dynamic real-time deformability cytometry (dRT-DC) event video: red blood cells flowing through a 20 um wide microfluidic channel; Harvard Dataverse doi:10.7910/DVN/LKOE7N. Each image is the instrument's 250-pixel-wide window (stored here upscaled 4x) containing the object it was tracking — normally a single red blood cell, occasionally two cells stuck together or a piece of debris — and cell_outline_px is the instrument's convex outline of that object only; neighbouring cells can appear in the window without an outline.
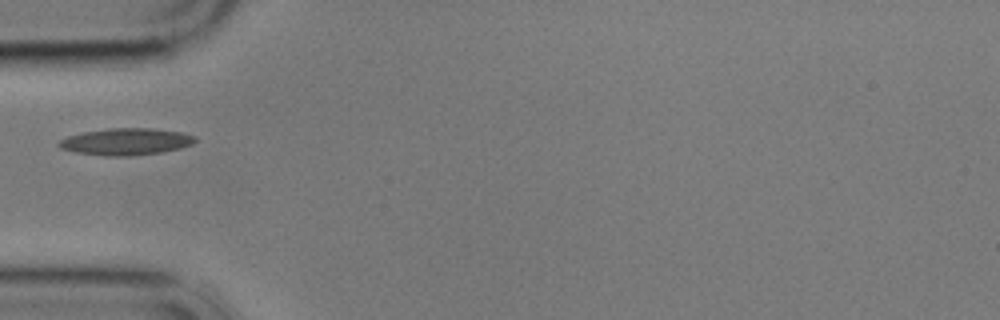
{"species": "common noctule bat (a hibernating species)", "species_latin": "Nyctalus noctula", "temperature_condition": "cold", "stored_images_in_passage": 15, "camera_frame_rate_fps": 3000, "um_per_image_px": 0.085, "animal": {"sex": "male", "body_mass_g": 17.9}, "frame": {"image": 1, "passage_image": 5, "time_ms": 5.667, "image_size_px": [1000, 320], "cell_outline_px": [[196, 140], [192, 144], [180, 148], [160, 152], [132, 156], [104, 156], [76, 152], [60, 148], [56, 144], [60, 140], [68, 136], [84, 132], [108, 128], [152, 128], [184, 132], [196, 136]], "centroid_in_image_um": [10.72, 12.03], "position_along_channel_um": 74.3, "area_um2": 21.39}}
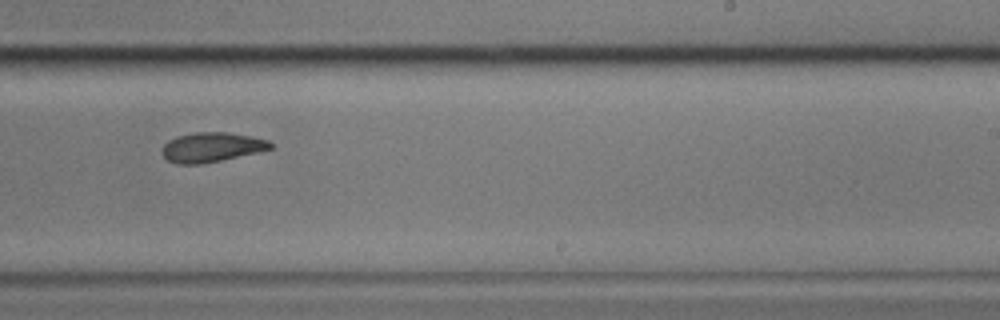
{"frame": {"image": 2, "passage_image": 10, "time_ms": 11.333, "image_size_px": [1000, 320], "cell_outline_px": [[272, 148], [256, 152], [220, 160], [200, 164], [176, 164], [168, 160], [164, 156], [164, 144], [168, 140], [176, 136], [196, 132], [228, 132], [252, 136], [268, 140], [272, 144]], "centroid_in_image_um": [17.98, 12.5], "position_along_channel_um": 271.0, "area_um2": 18.44}}
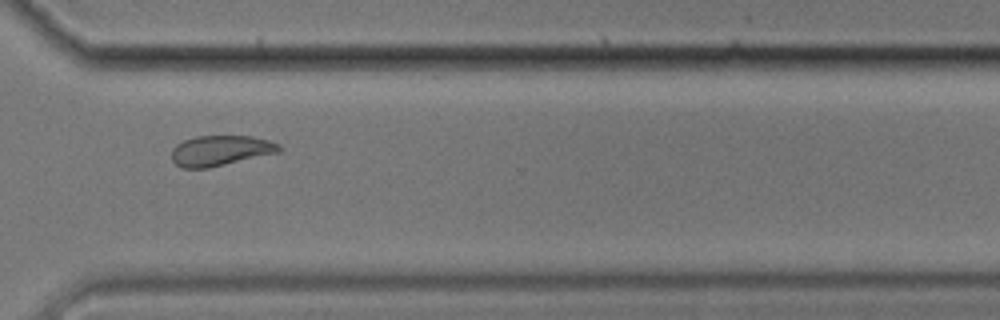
{"frame": {"image": 3, "passage_image": 12, "time_ms": 13.667, "image_size_px": [1000, 320], "cell_outline_px": [[284, 148], [280, 152], [208, 168], [180, 168], [172, 160], [172, 148], [176, 144], [184, 140], [196, 136], [252, 136], [268, 140], [280, 144]], "centroid_in_image_um": [18.75, 12.8], "position_along_channel_um": 351.8, "area_um2": 19.13}, "authors_computed_cell_mechanics": {"area_um2": 19.7098, "velocity_mm_per_s": 3.4703, "shape_relaxation_time_tau1_ms": 6.9196, "shape_relaxation_time_tau2_ms": 4.7318, "deformation_change_tau1": 0.1466, "deformation_change_tau2": 0.1059}}